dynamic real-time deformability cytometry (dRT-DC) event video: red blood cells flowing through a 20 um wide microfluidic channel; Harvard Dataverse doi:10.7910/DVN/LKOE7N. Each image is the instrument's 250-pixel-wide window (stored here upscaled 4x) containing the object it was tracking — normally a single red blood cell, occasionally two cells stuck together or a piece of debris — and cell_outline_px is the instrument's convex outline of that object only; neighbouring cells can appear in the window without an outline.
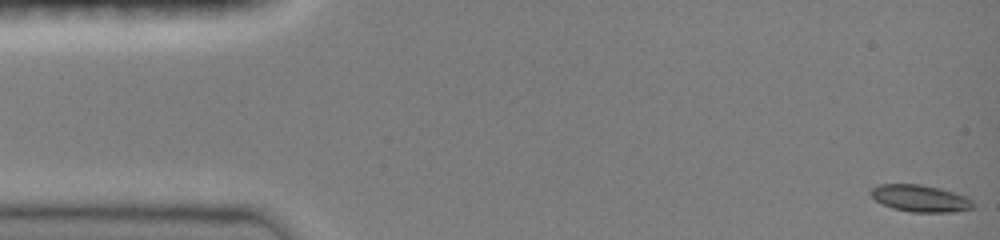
{"species": "common noctule bat (a hibernating species)", "species_latin": "Nyctalus noctula", "temperature_condition": "room temperature", "stored_images_in_passage": 48, "camera_frame_rate_fps": 3000, "um_per_image_px": 0.085, "animal": {"sex": "female", "body_mass_g": 19.0, "forearm_length_mm": 51.5}, "frame": {"image": 1, "passage_image": 1, "time_ms": 0.0, "image_size_px": [1000, 240], "cell_outline_px": [[972, 208], [952, 212], [908, 212], [892, 208], [880, 204], [868, 192], [872, 188], [880, 184], [920, 184], [940, 188], [964, 196], [972, 200]], "centroid_in_image_um": [78.15, 16.86], "position_along_channel_um": 6.8, "area_um2": 16.01}}
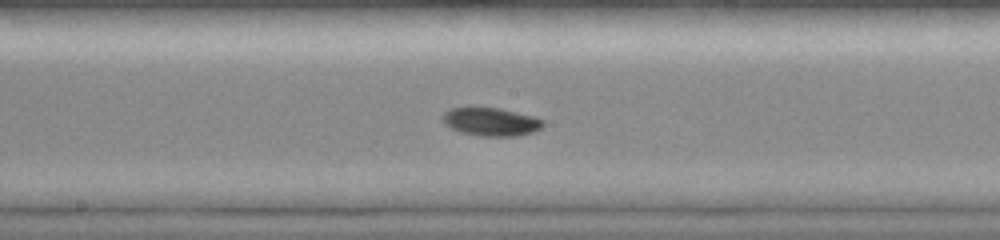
{"frame": {"image": 2, "passage_image": 25, "time_ms": 8.0, "image_size_px": [1000, 240], "cell_outline_px": [[544, 124], [540, 128], [532, 132], [516, 136], [480, 136], [460, 132], [448, 128], [444, 124], [444, 112], [448, 108], [468, 104], [500, 108], [532, 116], [544, 120]], "centroid_in_image_um": [41.64, 10.3], "position_along_channel_um": 206.6, "area_um2": 17.17}}
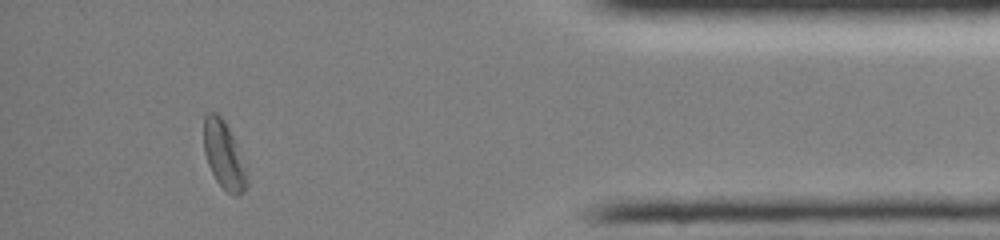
{"frame": {"image": 3, "passage_image": 43, "time_ms": 14.0, "image_size_px": [1000, 240], "cell_outline_px": [[244, 192], [236, 196], [232, 196], [216, 180], [208, 164], [204, 152], [204, 116], [208, 112], [216, 112], [224, 120], [236, 144], [244, 168]], "centroid_in_image_um": [18.96, 13.14], "position_along_channel_um": 416.2, "area_um2": 16.18}, "authors_computed_cell_mechanics": {"area_um2": 16.0973, "velocity_mm_per_s": 4.0531, "shape_relaxation_time_tau1_ms": 2.5862, "shape_relaxation_time_tau2_ms": null, "deformation_change_tau1": 0.1112, "deformation_change_tau2": null}}